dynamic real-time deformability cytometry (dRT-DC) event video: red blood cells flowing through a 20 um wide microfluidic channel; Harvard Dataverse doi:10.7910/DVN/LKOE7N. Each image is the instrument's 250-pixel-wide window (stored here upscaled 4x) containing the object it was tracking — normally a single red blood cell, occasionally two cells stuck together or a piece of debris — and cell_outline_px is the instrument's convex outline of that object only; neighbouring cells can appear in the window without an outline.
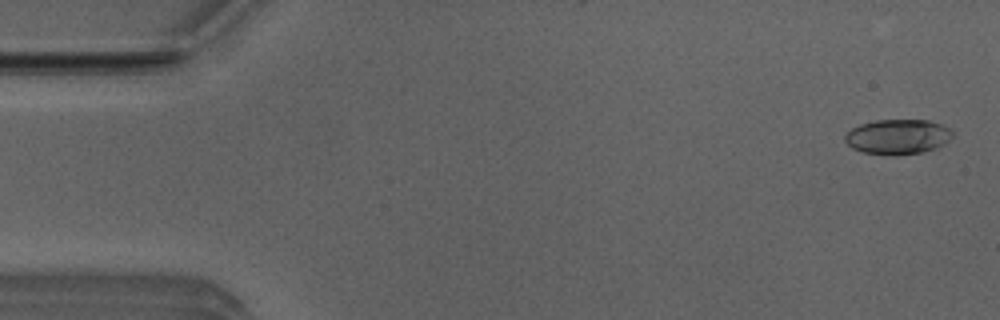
{"species": "Egyptian fruit bat (a non-hibernating species)", "species_latin": "Rousettus aegyptiacus", "temperature_condition": "room temperature", "stored_images_in_passage": 4, "camera_frame_rate_fps": 3000, "um_per_image_px": 0.085, "animal": {"sex": "male"}, "frame": {"image": 1, "passage_image": 1, "time_ms": 0.0, "image_size_px": [1000, 320], "cell_outline_px": [[952, 136], [944, 144], [936, 148], [920, 152], [892, 156], [864, 152], [852, 148], [844, 140], [844, 136], [852, 128], [860, 124], [876, 120], [928, 120], [944, 124], [952, 132]], "centroid_in_image_um": [76.3, 11.62], "position_along_channel_um": 8.7, "area_um2": 21.91}}